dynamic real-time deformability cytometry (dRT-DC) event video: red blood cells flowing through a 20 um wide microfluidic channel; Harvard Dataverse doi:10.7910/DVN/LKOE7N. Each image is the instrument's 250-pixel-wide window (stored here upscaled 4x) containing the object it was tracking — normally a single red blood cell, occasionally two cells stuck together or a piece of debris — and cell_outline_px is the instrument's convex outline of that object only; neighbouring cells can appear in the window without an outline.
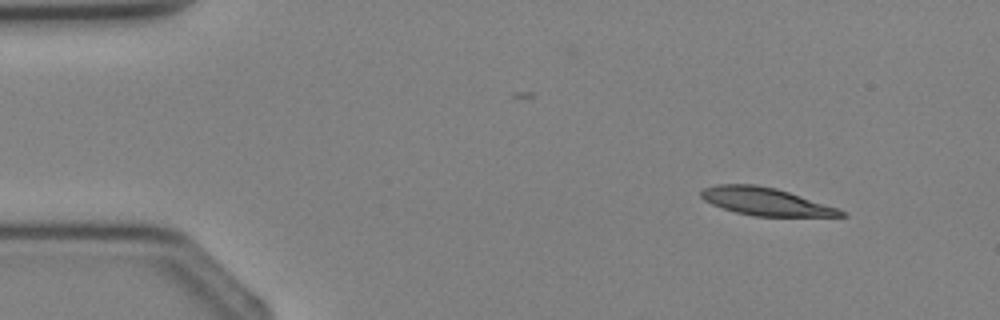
{"species": "Egyptian fruit bat (a non-hibernating species)", "species_latin": "Rousettus aegyptiacus", "temperature_condition": "cold", "stored_images_in_passage": 3, "camera_frame_rate_fps": 3000, "um_per_image_px": 0.085, "animal": {"sex": "female"}, "frame": {"image": 1, "passage_image": 1, "time_ms": 0.0, "image_size_px": [1000, 320], "cell_outline_px": [[848, 216], [752, 216], [736, 212], [712, 204], [704, 200], [700, 196], [700, 192], [704, 188], [716, 184], [756, 184], [776, 188], [840, 208], [848, 212]], "centroid_in_image_um": [65.12, 17.13], "position_along_channel_um": 19.9, "area_um2": 22.66}}
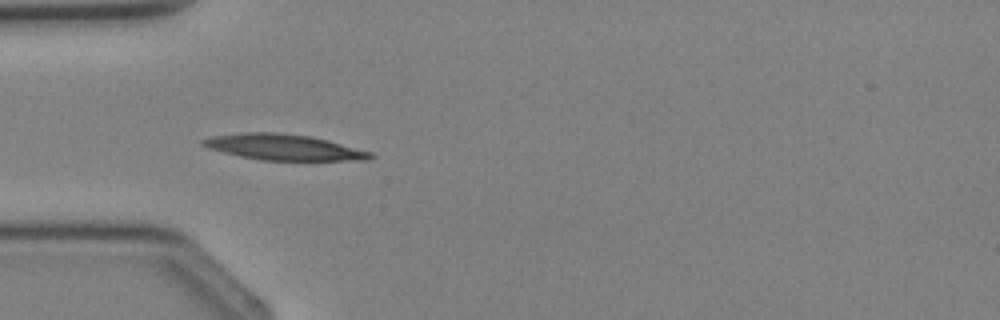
{"frame": {"image": 2, "passage_image": 3, "time_ms": 2.333, "image_size_px": [1000, 320], "cell_outline_px": [[376, 156], [368, 160], [260, 160], [240, 156], [208, 148], [200, 144], [200, 140], [212, 136], [240, 132], [276, 132], [308, 136], [328, 140], [372, 152]], "centroid_in_image_um": [24.1, 12.51], "position_along_channel_um": 60.9, "area_um2": 25.2}}